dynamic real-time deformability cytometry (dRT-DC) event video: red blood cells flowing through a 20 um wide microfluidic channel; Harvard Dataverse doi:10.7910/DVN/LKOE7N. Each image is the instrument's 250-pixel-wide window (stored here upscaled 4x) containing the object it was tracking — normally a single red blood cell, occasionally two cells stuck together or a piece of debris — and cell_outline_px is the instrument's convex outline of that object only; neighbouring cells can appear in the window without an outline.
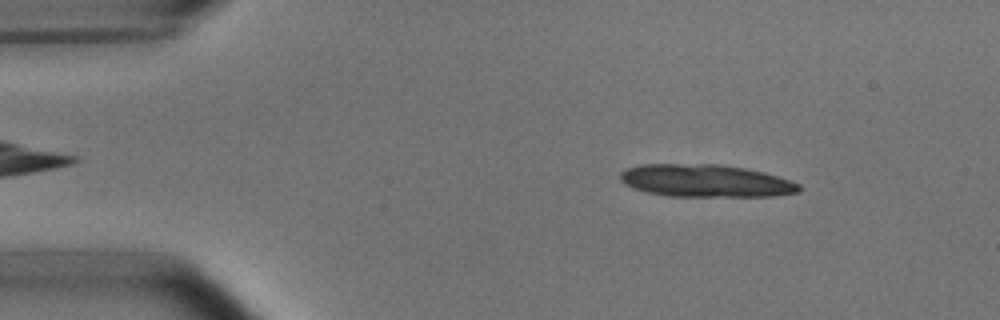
{"species": "common noctule bat (a hibernating species)", "species_latin": "Nyctalus noctula", "temperature_condition": "room temperature", "stored_images_in_passage": 19, "camera_frame_rate_fps": 3000, "um_per_image_px": 0.085, "animal": {"sex": "male", "body_mass_g": 15.6}, "frame": {"image": 1, "passage_image": 7, "time_ms": 2.0, "image_size_px": [1000, 320], "cell_outline_px": [[800, 192], [776, 196], [668, 196], [648, 192], [632, 188], [624, 184], [620, 180], [620, 172], [628, 168], [640, 164], [720, 164], [744, 168], [764, 172], [800, 184]], "centroid_in_image_um": [59.96, 15.37], "position_along_channel_um": 25.0, "area_um2": 33.93}}
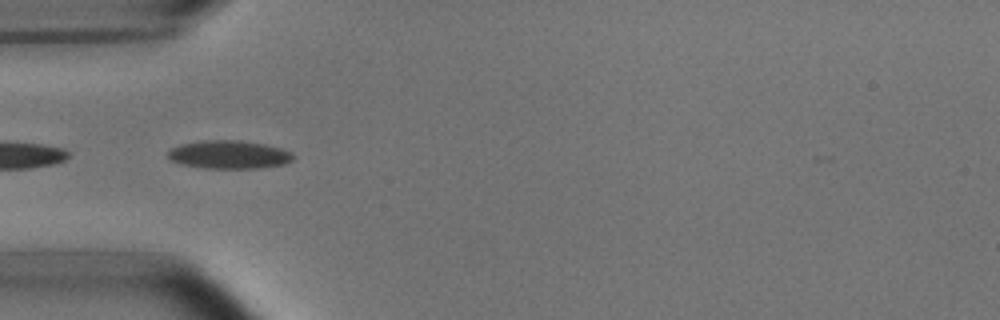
{"frame": {"image": 2, "passage_image": 16, "time_ms": 5.0, "image_size_px": [1000, 320], "cell_outline_px": [[296, 156], [292, 160], [284, 164], [260, 168], [204, 168], [180, 164], [168, 160], [168, 148], [180, 144], [204, 140], [240, 140], [264, 144], [280, 148], [292, 152]], "centroid_in_image_um": [19.43, 13.14], "position_along_channel_um": 65.6, "area_um2": 20.87}}